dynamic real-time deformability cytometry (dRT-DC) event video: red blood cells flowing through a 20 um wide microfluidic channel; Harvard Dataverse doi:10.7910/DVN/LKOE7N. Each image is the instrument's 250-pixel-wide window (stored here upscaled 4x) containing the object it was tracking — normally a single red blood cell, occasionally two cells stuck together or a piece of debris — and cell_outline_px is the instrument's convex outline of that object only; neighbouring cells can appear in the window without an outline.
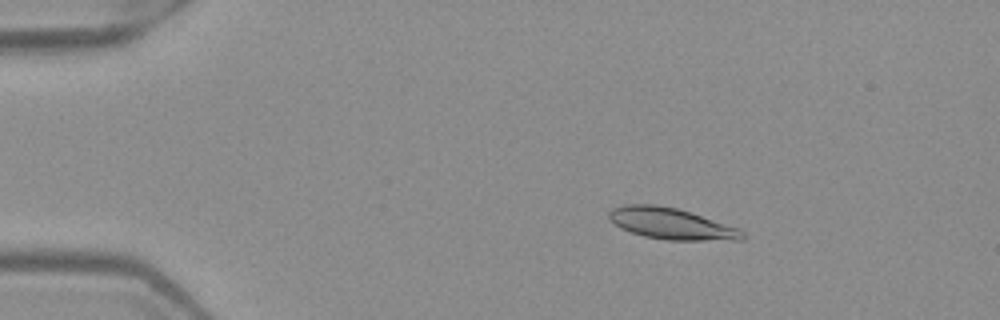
{"species": "Egyptian fruit bat (a non-hibernating species)", "species_latin": "Rousettus aegyptiacus", "temperature_condition": "warm", "stored_images_in_passage": 52, "camera_frame_rate_fps": 3000, "um_per_image_px": 0.085, "frame": {"image": 1, "passage_image": 9, "time_ms": 2.667, "image_size_px": [1000, 320], "cell_outline_px": [[748, 236], [744, 240], [668, 240], [644, 236], [620, 228], [608, 220], [608, 212], [612, 208], [624, 204], [656, 204], [676, 208], [740, 228]], "centroid_in_image_um": [57.06, 19.01], "position_along_channel_um": 27.9, "area_um2": 24.51}}
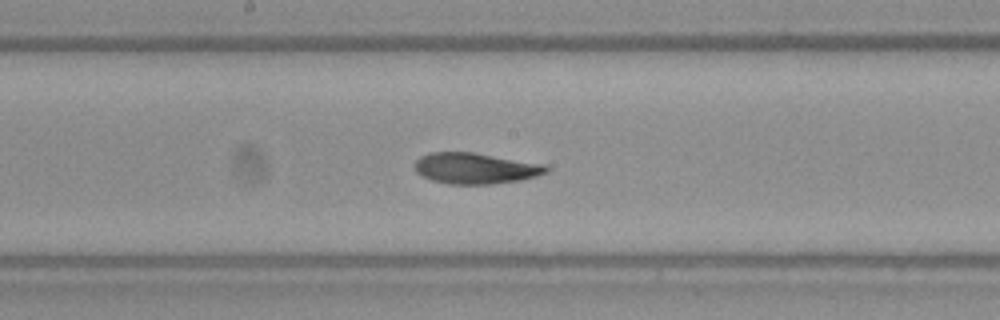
{"frame": {"image": 2, "passage_image": 28, "time_ms": 9.0, "image_size_px": [1000, 320], "cell_outline_px": [[548, 172], [536, 176], [520, 180], [492, 184], [448, 184], [432, 180], [416, 172], [412, 164], [420, 156], [428, 152], [472, 152], [544, 164], [548, 168]], "centroid_in_image_um": [40.36, 14.3], "position_along_channel_um": 207.8, "area_um2": 23.76}}
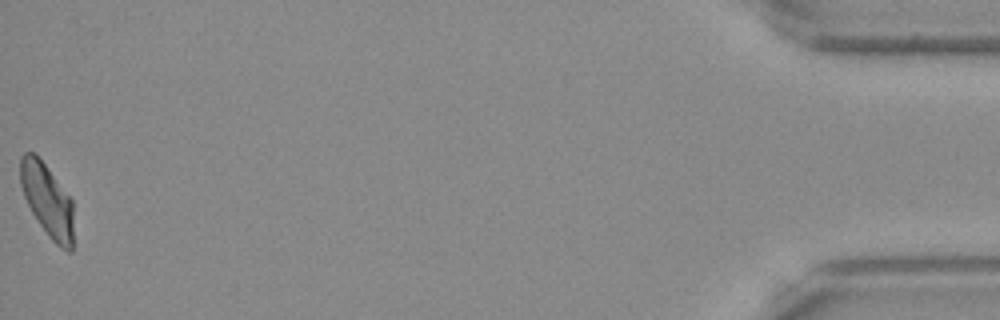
{"frame": {"image": 3, "passage_image": 52, "time_ms": 17.0, "image_size_px": [1000, 320], "cell_outline_px": [[72, 252], [68, 252], [60, 248], [48, 236], [32, 212], [24, 196], [20, 184], [20, 156], [24, 152], [36, 152], [72, 200]], "centroid_in_image_um": [4.0, 16.99], "position_along_channel_um": 431.2, "area_um2": 22.48}, "authors_computed_cell_mechanics": {"area_um2": 23.7847, "velocity_mm_per_s": 3.9669, "shape_relaxation_time_tau1_ms": 6.1433, "shape_relaxation_time_tau2_ms": 2.8664, "deformation_change_tau1": 0.1883, "deformation_change_tau2": 0.0585}}